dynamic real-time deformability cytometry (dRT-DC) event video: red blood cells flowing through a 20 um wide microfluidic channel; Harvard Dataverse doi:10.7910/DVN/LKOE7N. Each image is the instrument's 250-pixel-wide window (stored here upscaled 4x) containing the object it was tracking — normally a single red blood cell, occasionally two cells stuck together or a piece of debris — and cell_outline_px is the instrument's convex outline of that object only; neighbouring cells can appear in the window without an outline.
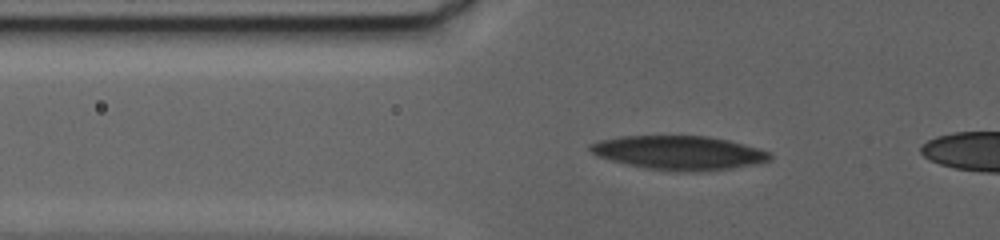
{"species": "human", "species_latin": "Homo sapiens", "temperature_condition": "warm", "stored_images_in_passage": 24, "camera_frame_rate_fps": 3000, "um_per_image_px": 0.085, "donor": {"sex": "female"}, "frame": {"image": 1, "passage_image": 21, "time_ms": 12.333, "image_size_px": [1000, 240], "cell_outline_px": [[772, 160], [756, 164], [700, 172], [676, 172], [648, 168], [628, 164], [612, 160], [600, 156], [592, 152], [588, 148], [588, 144], [600, 140], [620, 136], [708, 136], [728, 140], [756, 148], [768, 152], [772, 156]], "centroid_in_image_um": [57.71, 12.98], "position_along_channel_um": 68.1, "area_um2": 35.32}}